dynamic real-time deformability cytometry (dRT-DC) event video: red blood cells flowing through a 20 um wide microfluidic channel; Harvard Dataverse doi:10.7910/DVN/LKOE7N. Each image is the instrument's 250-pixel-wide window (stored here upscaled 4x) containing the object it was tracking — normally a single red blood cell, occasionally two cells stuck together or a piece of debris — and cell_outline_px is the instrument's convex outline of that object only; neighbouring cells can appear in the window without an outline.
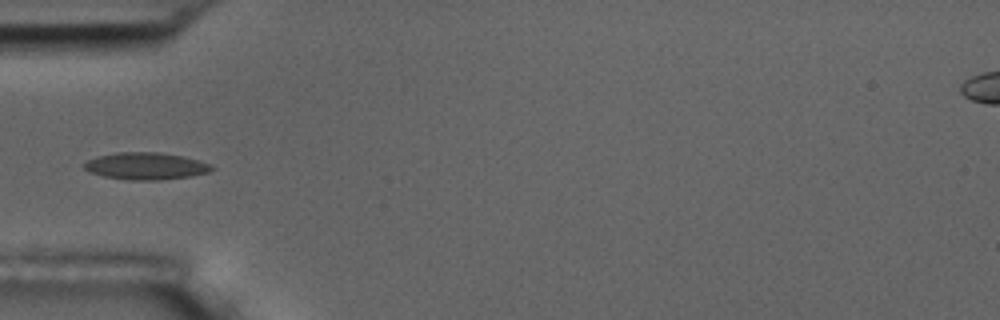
{"species": "common noctule bat (a hibernating species)", "species_latin": "Nyctalus noctula", "temperature_condition": "room temperature", "stored_images_in_passage": 6, "camera_frame_rate_fps": 3000, "um_per_image_px": 0.085, "animal": {"sex": "male", "body_mass_g": 17.5, "forearm_length_mm": 52.3}, "frame": {"image": 1, "passage_image": 4, "time_ms": 3.667, "image_size_px": [1000, 320], "cell_outline_px": [[216, 168], [208, 172], [188, 176], [160, 180], [128, 180], [104, 176], [88, 172], [84, 168], [84, 164], [88, 160], [96, 156], [116, 152], [160, 152], [180, 156], [212, 164]], "centroid_in_image_um": [12.37, 14.11], "position_along_channel_um": 72.6, "area_um2": 20.06}}
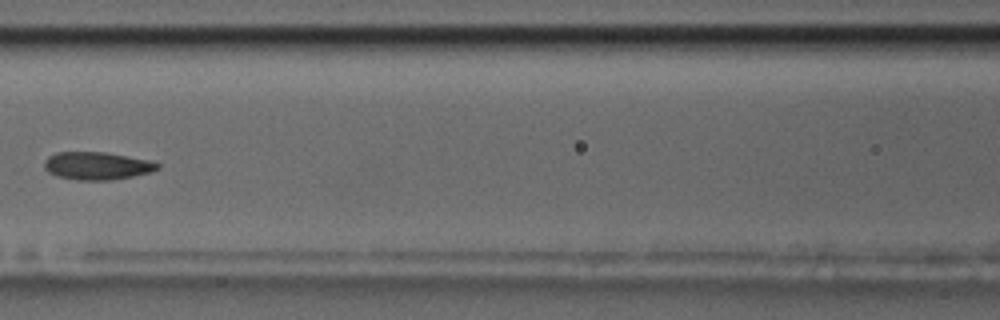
{"frame": {"image": 2, "passage_image": 6, "time_ms": 6.0, "image_size_px": [1000, 320], "cell_outline_px": [[160, 168], [152, 172], [112, 180], [76, 180], [56, 176], [48, 172], [44, 168], [44, 160], [48, 156], [56, 152], [108, 152], [148, 160], [160, 164]], "centroid_in_image_um": [8.23, 14.09], "position_along_channel_um": 158.4, "area_um2": 18.5}}